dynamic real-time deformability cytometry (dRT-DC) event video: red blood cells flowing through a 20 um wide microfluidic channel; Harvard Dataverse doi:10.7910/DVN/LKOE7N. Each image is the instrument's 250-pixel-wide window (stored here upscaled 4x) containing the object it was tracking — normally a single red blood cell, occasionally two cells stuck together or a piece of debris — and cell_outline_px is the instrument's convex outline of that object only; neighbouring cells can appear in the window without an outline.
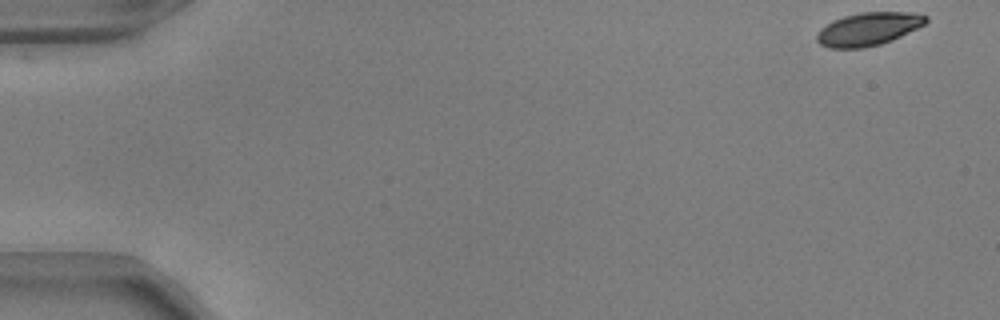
{"species": "common noctule bat (a hibernating species)", "species_latin": "Nyctalus noctula", "temperature_condition": "warm", "stored_images_in_passage": 7, "camera_frame_rate_fps": 3000, "um_per_image_px": 0.085, "animal": {"sex": "male", "body_mass_g": 17.9, "forearm_length_mm": 54.2}, "frame": {"image": 1, "passage_image": 1, "time_ms": 0.0, "image_size_px": [1000, 320], "cell_outline_px": [[928, 20], [924, 24], [892, 40], [880, 44], [864, 48], [828, 48], [820, 44], [816, 40], [816, 36], [820, 28], [832, 20], [844, 16], [860, 12], [908, 12], [928, 16]], "centroid_in_image_um": [73.76, 2.46], "position_along_channel_um": 11.2, "area_um2": 20.98}}